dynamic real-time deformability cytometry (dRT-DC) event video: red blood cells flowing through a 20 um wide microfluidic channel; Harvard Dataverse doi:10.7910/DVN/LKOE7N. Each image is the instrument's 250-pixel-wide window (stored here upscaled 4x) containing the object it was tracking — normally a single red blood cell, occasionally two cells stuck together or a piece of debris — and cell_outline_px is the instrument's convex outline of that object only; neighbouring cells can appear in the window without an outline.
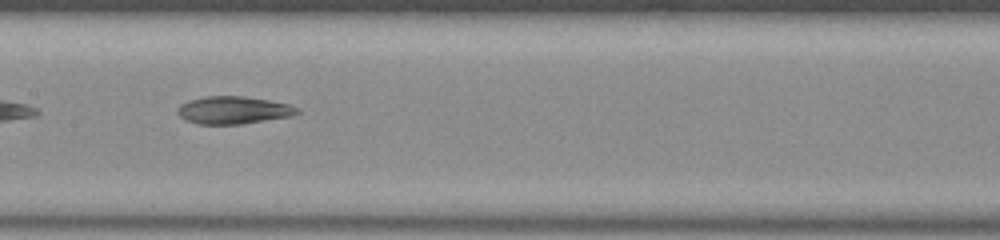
{"species": "common noctule bat (a hibernating species)", "species_latin": "Nyctalus noctula", "temperature_condition": "room temperature", "stored_images_in_passage": 36, "camera_frame_rate_fps": 3000, "um_per_image_px": 0.085, "animal": {"sex": "male", "body_mass_g": 20.0, "forearm_length_mm": 53.3}, "frame": {"image": 1, "passage_image": 11, "time_ms": 3.333, "image_size_px": [1000, 240], "cell_outline_px": [[300, 112], [292, 116], [240, 124], [196, 124], [184, 120], [176, 112], [176, 108], [180, 104], [188, 100], [204, 96], [244, 96], [268, 100], [288, 104], [296, 108]], "centroid_in_image_um": [19.77, 9.36], "position_along_channel_um": 187.6, "area_um2": 19.31}}
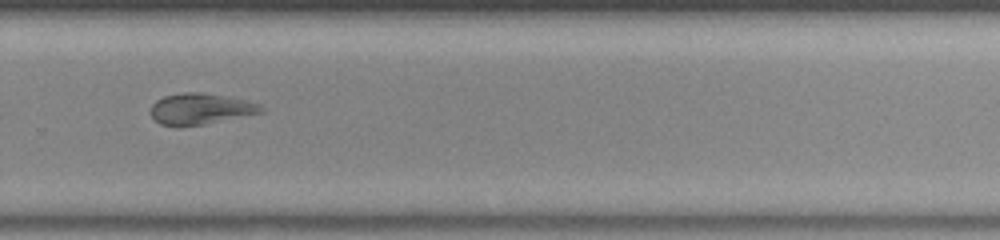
{"frame": {"image": 2, "passage_image": 21, "time_ms": 6.667, "image_size_px": [1000, 240], "cell_outline_px": [[264, 112], [204, 124], [180, 128], [160, 124], [148, 112], [152, 104], [156, 100], [164, 96], [184, 92], [200, 92], [248, 100], [260, 104], [264, 108]], "centroid_in_image_um": [17.01, 9.27], "position_along_channel_um": 312.8, "area_um2": 20.29}, "authors_computed_cell_mechanics": {"area_um2": 19.9121, "velocity_mm_per_s": 3.7688, "shape_relaxation_time_tau1_ms": null, "shape_relaxation_time_tau2_ms": 3.4979, "deformation_change_tau1": null, "deformation_change_tau2": 0.1119}}